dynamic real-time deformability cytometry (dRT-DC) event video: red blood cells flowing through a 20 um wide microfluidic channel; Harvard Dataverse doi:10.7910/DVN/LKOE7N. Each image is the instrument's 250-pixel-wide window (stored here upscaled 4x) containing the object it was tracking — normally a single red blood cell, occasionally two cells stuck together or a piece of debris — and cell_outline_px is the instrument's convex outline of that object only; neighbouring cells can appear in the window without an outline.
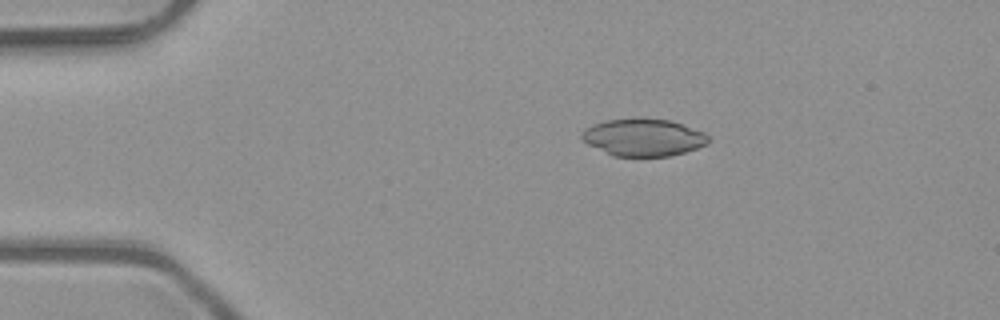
{"species": "common noctule bat (a hibernating species)", "species_latin": "Nyctalus noctula", "temperature_condition": "room temperature", "stored_images_in_passage": 5, "camera_frame_rate_fps": 3000, "um_per_image_px": 0.085, "animal": {"sex": "male", "body_mass_g": 23.1, "forearm_length_mm": 52.7}, "frame": {"image": 1, "passage_image": 3, "time_ms": 0.667, "image_size_px": [1000, 320], "cell_outline_px": [[708, 144], [684, 152], [668, 156], [612, 156], [588, 144], [580, 136], [584, 128], [604, 120], [672, 120], [704, 132], [708, 136]], "centroid_in_image_um": [54.68, 11.7], "position_along_channel_um": 30.3, "area_um2": 26.99}}